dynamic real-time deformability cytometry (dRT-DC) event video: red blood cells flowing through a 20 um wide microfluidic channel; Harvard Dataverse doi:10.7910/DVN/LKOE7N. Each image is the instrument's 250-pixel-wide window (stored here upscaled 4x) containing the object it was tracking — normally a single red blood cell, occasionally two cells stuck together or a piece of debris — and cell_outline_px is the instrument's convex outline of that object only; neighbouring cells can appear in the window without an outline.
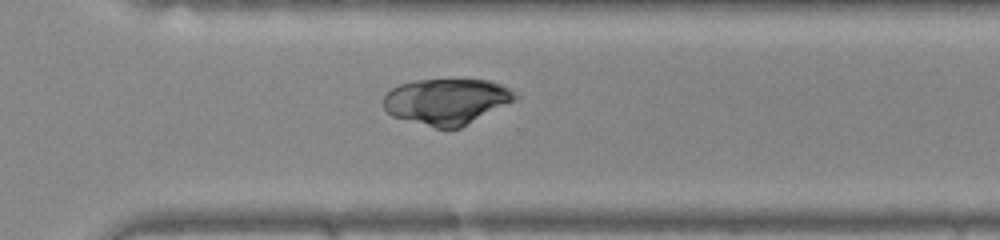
{"species": "common noctule bat (a hibernating species)", "species_latin": "Nyctalus noctula", "temperature_condition": "warm", "stored_images_in_passage": 51, "camera_frame_rate_fps": 3000, "um_per_image_px": 0.085, "animal": {"sex": "female", "body_mass_g": 22.0, "forearm_length_mm": 56.7}, "frame": {"image": 1, "passage_image": 36, "time_ms": 11.667, "image_size_px": [1000, 240], "cell_outline_px": [[520, 96], [460, 128], [436, 128], [392, 116], [384, 108], [384, 96], [392, 88], [400, 84], [416, 80], [488, 80], [500, 84], [516, 92]], "centroid_in_image_um": [37.93, 8.62], "position_along_channel_um": 332.7, "area_um2": 34.62}}